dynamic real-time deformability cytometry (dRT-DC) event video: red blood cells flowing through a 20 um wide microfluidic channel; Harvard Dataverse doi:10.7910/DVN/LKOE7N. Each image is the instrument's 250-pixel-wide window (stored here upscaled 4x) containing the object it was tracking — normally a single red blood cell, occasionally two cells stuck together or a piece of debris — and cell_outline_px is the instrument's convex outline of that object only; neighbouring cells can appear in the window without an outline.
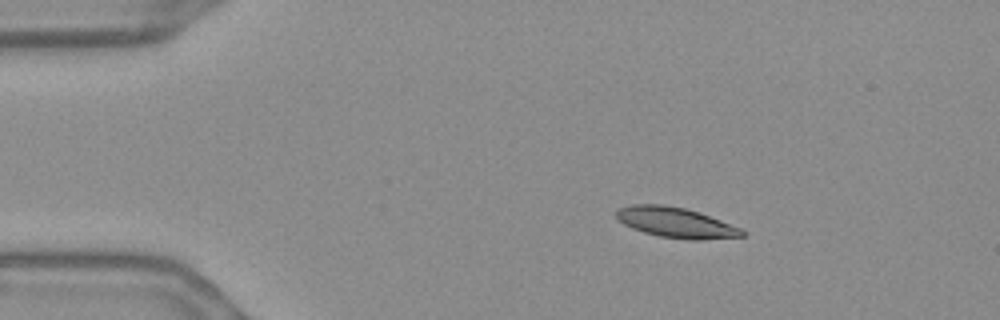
{"species": "Egyptian fruit bat (a non-hibernating species)", "species_latin": "Rousettus aegyptiacus", "temperature_condition": "warm", "stored_images_in_passage": 47, "camera_frame_rate_fps": 3000, "um_per_image_px": 0.085, "frame": {"image": 1, "passage_image": 1, "time_ms": 0.0, "image_size_px": [1000, 320], "cell_outline_px": [[748, 232], [744, 236], [700, 240], [688, 240], [660, 236], [644, 232], [632, 228], [624, 224], [616, 216], [616, 208], [632, 204], [664, 204], [684, 208], [700, 212], [740, 228]], "centroid_in_image_um": [57.45, 18.91], "position_along_channel_um": 27.6, "area_um2": 22.25}}
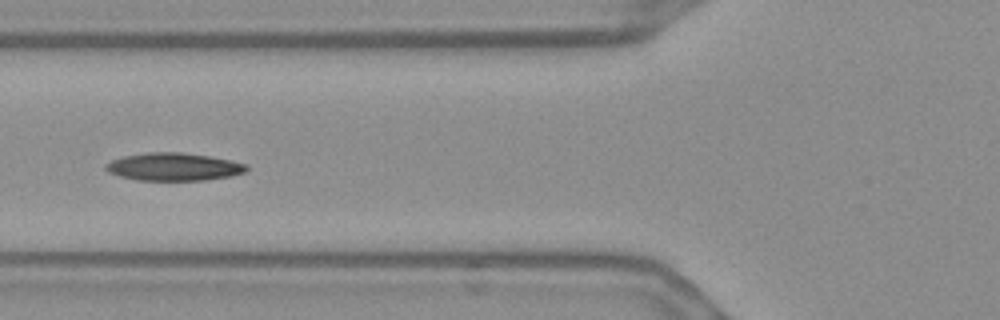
{"frame": {"image": 2, "passage_image": 13, "time_ms": 4.0, "image_size_px": [1000, 320], "cell_outline_px": [[248, 168], [244, 172], [232, 176], [204, 180], [136, 180], [120, 176], [108, 172], [104, 168], [104, 164], [112, 160], [124, 156], [148, 152], [180, 152], [208, 156], [248, 164]], "centroid_in_image_um": [14.74, 14.18], "position_along_channel_um": 111.1, "area_um2": 22.72}}
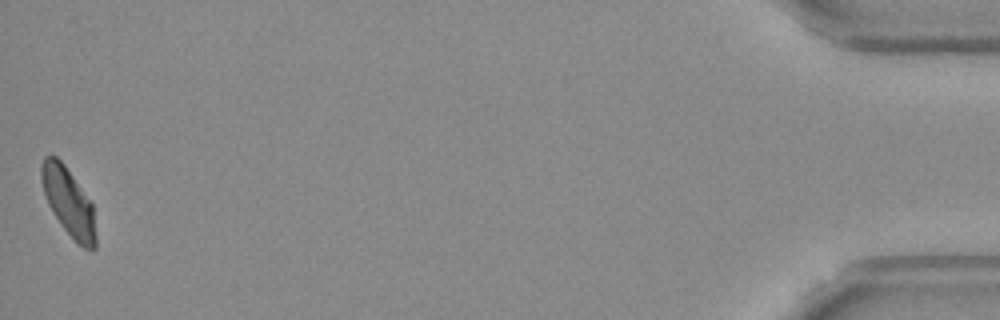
{"frame": {"image": 3, "passage_image": 47, "time_ms": 15.333, "image_size_px": [1000, 320], "cell_outline_px": [[96, 248], [92, 252], [76, 244], [60, 224], [48, 204], [40, 180], [40, 164], [44, 156], [56, 156], [64, 164], [92, 204], [96, 236]], "centroid_in_image_um": [5.81, 17.2], "position_along_channel_um": 429.4, "area_um2": 21.62}, "authors_computed_cell_mechanics": {"area_um2": 22.3686, "velocity_mm_per_s": 3.649, "shape_relaxation_time_tau1_ms": 6.2916, "shape_relaxation_time_tau2_ms": 9.7456, "deformation_change_tau1": 0.1544, "deformation_change_tau2": 0.1159}}